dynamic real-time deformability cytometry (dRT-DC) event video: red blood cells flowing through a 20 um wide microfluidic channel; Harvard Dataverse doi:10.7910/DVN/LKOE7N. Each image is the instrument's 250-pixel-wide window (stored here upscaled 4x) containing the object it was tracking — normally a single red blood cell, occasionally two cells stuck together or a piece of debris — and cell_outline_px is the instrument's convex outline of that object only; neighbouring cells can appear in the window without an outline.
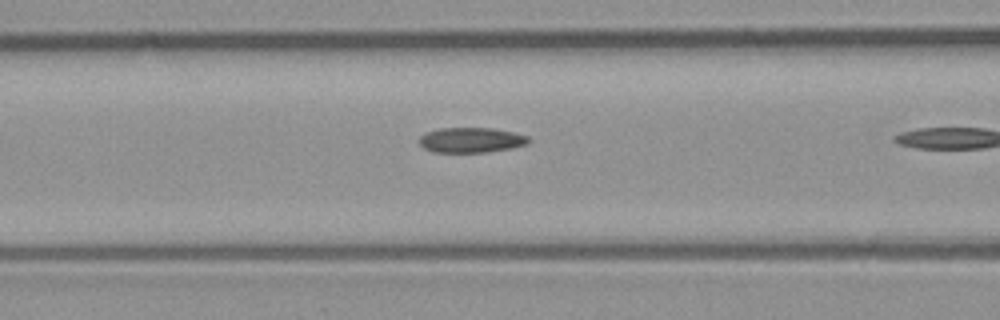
{"species": "common noctule bat (a hibernating species)", "species_latin": "Nyctalus noctula", "temperature_condition": "room temperature", "stored_images_in_passage": 6, "camera_frame_rate_fps": 3000, "um_per_image_px": 0.085, "animal": {"sex": "male", "body_mass_g": 23.1, "forearm_length_mm": 52.7}, "frame": {"image": 1, "passage_image": 5, "time_ms": 1.333, "image_size_px": [1000, 320], "cell_outline_px": [[532, 140], [528, 144], [512, 148], [488, 152], [432, 152], [424, 148], [420, 144], [420, 136], [424, 132], [436, 128], [492, 128], [512, 132], [528, 136]], "centroid_in_image_um": [40.05, 11.9], "position_along_channel_um": 126.6, "area_um2": 16.18}}